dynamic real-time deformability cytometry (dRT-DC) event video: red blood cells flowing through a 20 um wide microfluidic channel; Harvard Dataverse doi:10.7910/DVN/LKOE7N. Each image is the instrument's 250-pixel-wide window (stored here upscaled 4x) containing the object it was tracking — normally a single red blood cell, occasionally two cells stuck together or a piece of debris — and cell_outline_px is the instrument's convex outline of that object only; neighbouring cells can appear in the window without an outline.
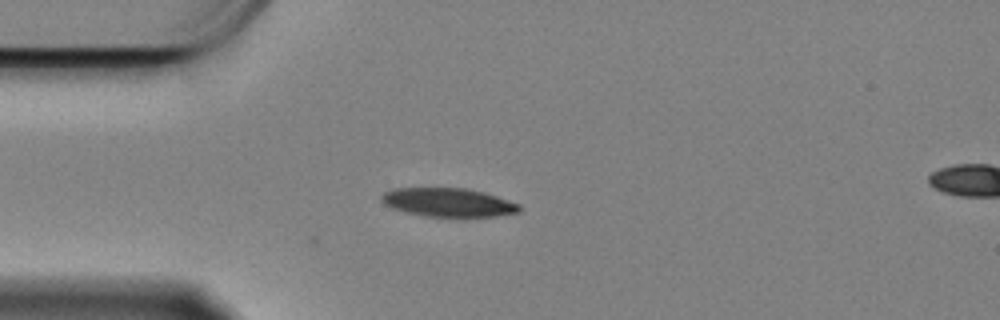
{"species": "Egyptian fruit bat (a non-hibernating species)", "species_latin": "Rousettus aegyptiacus", "temperature_condition": "cold", "stored_images_in_passage": 4, "camera_frame_rate_fps": 3000, "um_per_image_px": 0.085, "animal": {"sex": "female"}, "frame": {"image": 1, "passage_image": 4, "time_ms": 1.0, "image_size_px": [1000, 320], "cell_outline_px": [[520, 212], [496, 216], [464, 220], [460, 220], [424, 216], [404, 212], [392, 208], [384, 204], [380, 200], [380, 196], [384, 192], [396, 188], [464, 188], [484, 192], [520, 204]], "centroid_in_image_um": [38.12, 17.26], "position_along_channel_um": 46.9, "area_um2": 24.04}}